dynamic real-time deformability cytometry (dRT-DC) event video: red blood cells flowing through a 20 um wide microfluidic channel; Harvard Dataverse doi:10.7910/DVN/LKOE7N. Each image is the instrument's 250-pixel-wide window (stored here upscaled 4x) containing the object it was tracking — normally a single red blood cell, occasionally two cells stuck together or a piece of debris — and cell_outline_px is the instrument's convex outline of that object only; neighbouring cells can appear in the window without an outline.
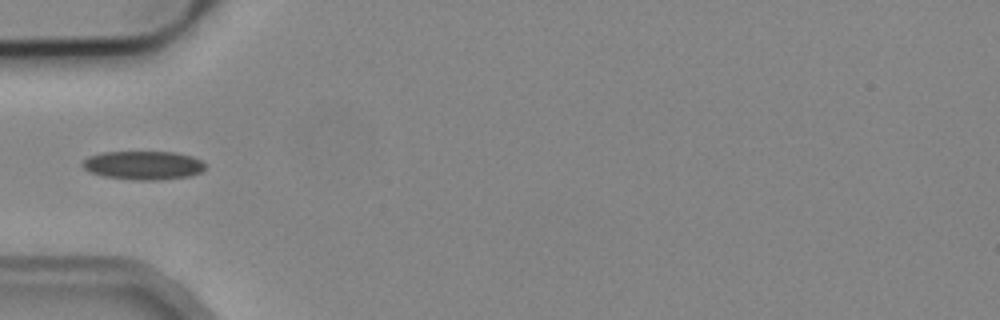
{"species": "common noctule bat (a hibernating species)", "species_latin": "Nyctalus noctula", "temperature_condition": "cold", "stored_images_in_passage": 6, "camera_frame_rate_fps": 3000, "um_per_image_px": 0.085, "animal": {"sex": "male", "body_mass_g": 19.2, "forearm_length_mm": 51.8}, "frame": {"image": 1, "passage_image": 6, "time_ms": 5.667, "image_size_px": [1000, 320], "cell_outline_px": [[204, 168], [200, 172], [188, 176], [160, 180], [136, 180], [104, 176], [88, 172], [80, 164], [88, 156], [104, 152], [176, 152], [192, 156], [200, 160], [204, 164]], "centroid_in_image_um": [12.14, 14.05], "position_along_channel_um": 72.9, "area_um2": 20.46}}